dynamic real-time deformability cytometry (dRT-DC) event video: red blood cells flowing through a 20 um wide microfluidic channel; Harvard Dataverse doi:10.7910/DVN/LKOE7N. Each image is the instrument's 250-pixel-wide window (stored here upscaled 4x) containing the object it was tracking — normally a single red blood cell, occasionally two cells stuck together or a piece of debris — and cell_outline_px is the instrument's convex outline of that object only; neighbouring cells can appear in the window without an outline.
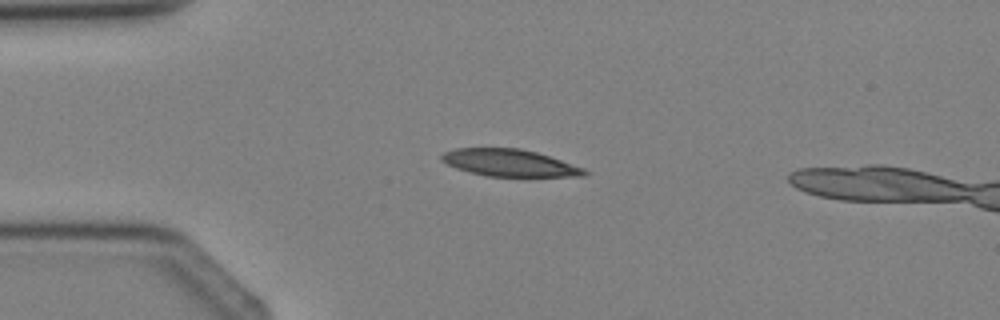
{"species": "Egyptian fruit bat (a non-hibernating species)", "species_latin": "Rousettus aegyptiacus", "temperature_condition": "cold", "stored_images_in_passage": 2, "camera_frame_rate_fps": 3000, "um_per_image_px": 0.085, "animal": {"sex": "female"}, "frame": {"image": 1, "passage_image": 1, "time_ms": 0.0, "image_size_px": [1000, 320], "cell_outline_px": [[588, 172], [584, 176], [484, 176], [468, 172], [456, 168], [440, 160], [440, 156], [444, 152], [456, 148], [520, 148], [536, 152], [584, 168]], "centroid_in_image_um": [43.26, 13.84], "position_along_channel_um": 41.7, "area_um2": 22.37}}